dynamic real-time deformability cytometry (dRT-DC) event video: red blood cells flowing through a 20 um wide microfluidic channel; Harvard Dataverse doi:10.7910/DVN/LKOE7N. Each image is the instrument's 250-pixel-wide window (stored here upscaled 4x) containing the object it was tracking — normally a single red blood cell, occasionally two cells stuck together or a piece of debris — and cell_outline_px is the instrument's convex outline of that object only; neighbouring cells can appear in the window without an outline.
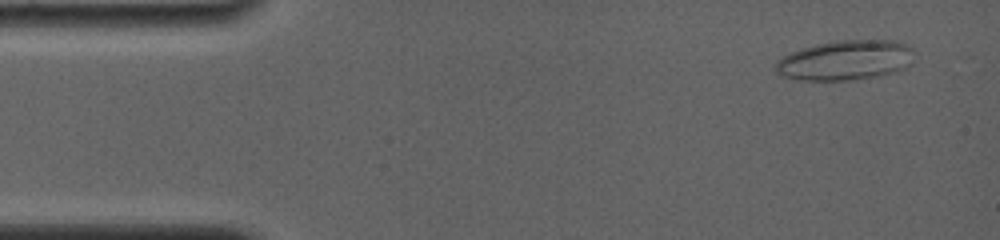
{"species": "common noctule bat (a hibernating species)", "species_latin": "Nyctalus noctula", "temperature_condition": "room temperature", "stored_images_in_passage": 22, "camera_frame_rate_fps": 4000, "um_per_image_px": 0.085, "animal": {"sex": "female", "body_mass_g": 19.0, "forearm_length_mm": 56.7}, "frame": {"image": 1, "passage_image": 2, "time_ms": 0.5, "image_size_px": [1000, 240], "cell_outline_px": [[912, 64], [896, 72], [876, 76], [852, 80], [800, 80], [780, 76], [776, 72], [776, 60], [800, 48], [816, 44], [836, 40], [892, 40], [908, 44], [912, 48]], "centroid_in_image_um": [71.86, 5.12], "position_along_channel_um": 13.1, "area_um2": 32.43}}
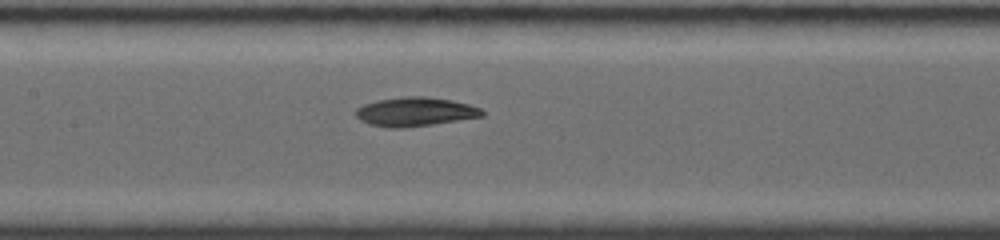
{"frame": {"image": 2, "passage_image": 18, "time_ms": 7.25, "image_size_px": [1000, 240], "cell_outline_px": [[484, 116], [432, 124], [404, 128], [384, 128], [368, 124], [360, 120], [356, 116], [356, 108], [364, 104], [380, 100], [404, 96], [424, 96], [452, 100], [468, 104], [480, 108], [484, 112]], "centroid_in_image_um": [35.26, 9.51], "position_along_channel_um": 172.1, "area_um2": 21.33}}
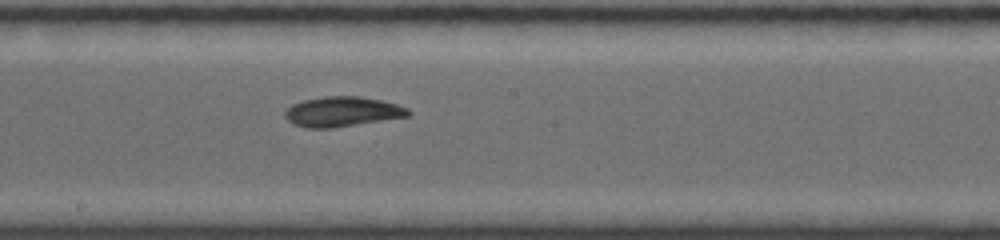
{"frame": {"image": 3, "passage_image": 21, "time_ms": 8.5, "image_size_px": [1000, 240], "cell_outline_px": [[412, 112], [408, 116], [332, 128], [308, 128], [292, 124], [284, 116], [284, 112], [292, 104], [304, 100], [324, 96], [360, 96], [380, 100], [396, 104], [408, 108]], "centroid_in_image_um": [29.07, 9.49], "position_along_channel_um": 219.1, "area_um2": 21.44}}